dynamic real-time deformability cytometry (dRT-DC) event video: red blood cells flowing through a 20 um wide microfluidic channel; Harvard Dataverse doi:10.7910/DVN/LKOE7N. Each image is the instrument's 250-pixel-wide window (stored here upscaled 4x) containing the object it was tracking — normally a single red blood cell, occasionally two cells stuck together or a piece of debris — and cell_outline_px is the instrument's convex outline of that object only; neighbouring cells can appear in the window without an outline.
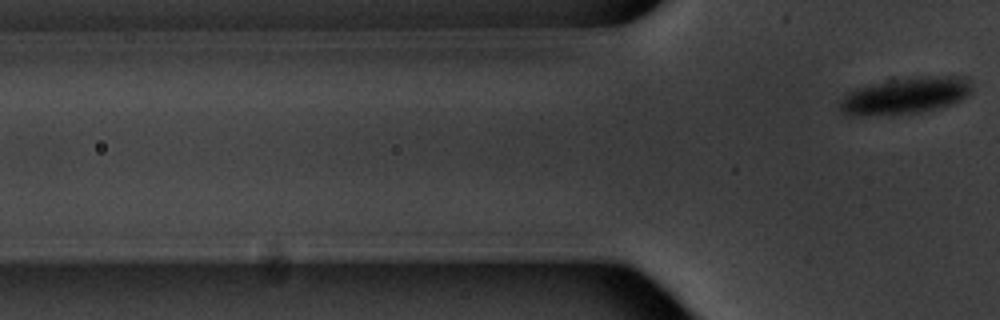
{"species": "common noctule bat (a hibernating species)", "species_latin": "Nyctalus noctula", "temperature_condition": "warm", "stored_images_in_passage": 7, "camera_frame_rate_fps": 3000, "um_per_image_px": 0.085, "animal": {"sex": "male", "body_mass_g": 20.1, "forearm_length_mm": 53.5}, "frame": {"image": 1, "passage_image": 7, "time_ms": 7.0, "image_size_px": [1000, 320], "cell_outline_px": [[972, 92], [968, 96], [960, 100], [940, 108], [920, 112], [892, 116], [848, 116], [840, 108], [840, 100], [848, 92], [856, 88], [892, 76], [968, 76], [972, 84]], "centroid_in_image_um": [76.95, 8.11], "position_along_channel_um": 48.8, "area_um2": 29.59}}